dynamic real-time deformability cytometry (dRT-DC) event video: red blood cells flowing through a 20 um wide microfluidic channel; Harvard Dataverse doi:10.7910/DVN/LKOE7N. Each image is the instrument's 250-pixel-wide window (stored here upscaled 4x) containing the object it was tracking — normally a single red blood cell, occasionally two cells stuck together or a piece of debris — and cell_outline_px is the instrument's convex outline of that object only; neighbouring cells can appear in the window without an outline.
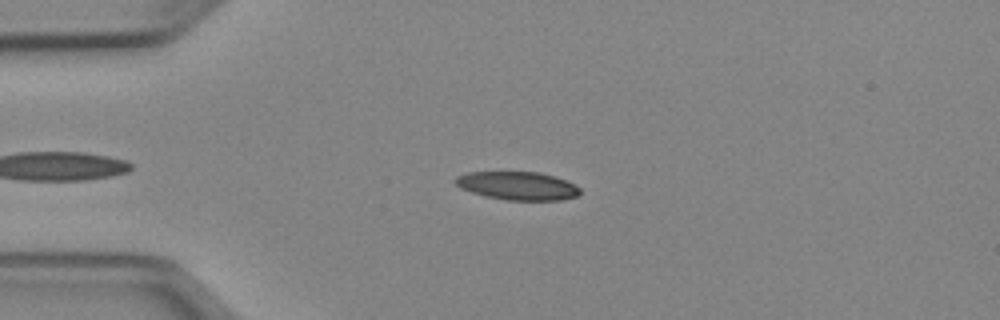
{"species": "Egyptian fruit bat (a non-hibernating species)", "species_latin": "Rousettus aegyptiacus", "temperature_condition": "cold", "stored_images_in_passage": 46, "camera_frame_rate_fps": 3000, "um_per_image_px": 0.085, "animal": {"sex": "female"}, "frame": {"image": 1, "passage_image": 11, "time_ms": 3.333, "image_size_px": [1000, 320], "cell_outline_px": [[580, 192], [576, 196], [560, 200], [504, 200], [484, 196], [460, 188], [452, 180], [456, 176], [468, 172], [540, 172], [564, 180], [580, 188]], "centroid_in_image_um": [43.93, 15.79], "position_along_channel_um": 41.1, "area_um2": 20.46}}
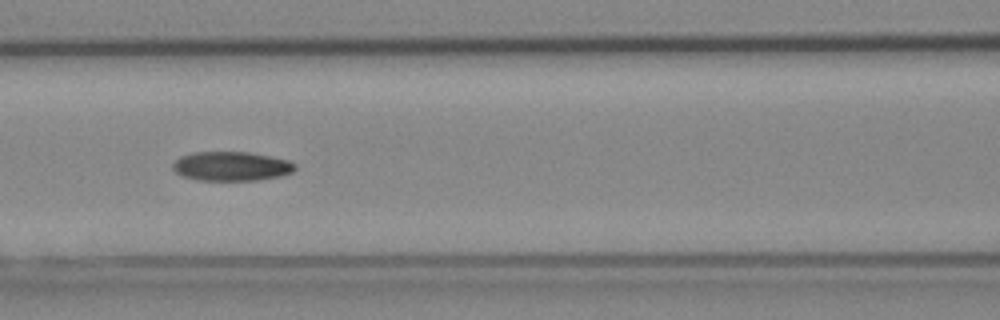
{"frame": {"image": 2, "passage_image": 21, "time_ms": 6.667, "image_size_px": [1000, 320], "cell_outline_px": [[296, 168], [292, 172], [280, 176], [256, 180], [196, 180], [180, 176], [172, 168], [172, 164], [180, 156], [192, 152], [248, 152], [288, 160], [296, 164]], "centroid_in_image_um": [19.63, 14.13], "position_along_channel_um": 147.0, "area_um2": 20.87}}
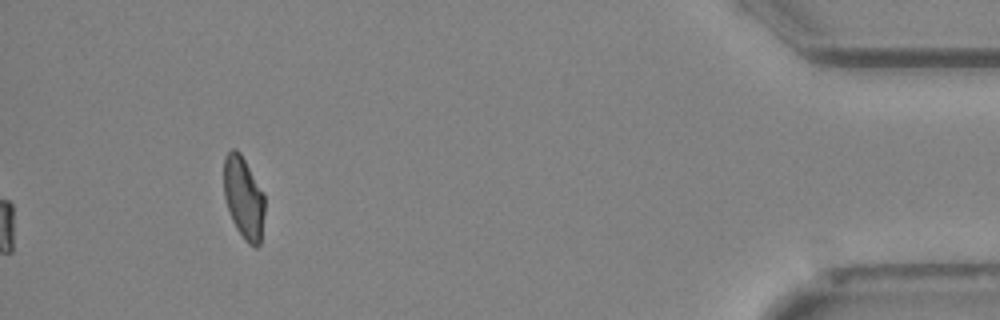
{"frame": {"image": 3, "passage_image": 46, "time_ms": 15.0, "image_size_px": [1000, 320], "cell_outline_px": [[264, 212], [260, 244], [256, 248], [248, 244], [244, 240], [236, 228], [232, 220], [224, 196], [224, 156], [232, 148], [236, 148], [240, 152], [264, 192]], "centroid_in_image_um": [20.71, 16.8], "position_along_channel_um": 414.5, "area_um2": 19.71}, "authors_computed_cell_mechanics": {"area_um2": 20.8369, "velocity_mm_per_s": 3.9776, "shape_relaxation_time_tau1_ms": 8.5796, "shape_relaxation_time_tau2_ms": 8.4119, "deformation_change_tau1": 0.1745, "deformation_change_tau2": 0.1393}}